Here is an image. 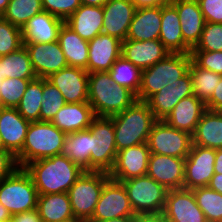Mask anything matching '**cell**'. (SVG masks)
I'll return each instance as SVG.
<instances>
[{"label":"cell","mask_w":222,"mask_h":222,"mask_svg":"<svg viewBox=\"0 0 222 222\" xmlns=\"http://www.w3.org/2000/svg\"><path fill=\"white\" fill-rule=\"evenodd\" d=\"M95 117L89 103H66L57 112L51 123L67 135L88 129Z\"/></svg>","instance_id":"f1b7e54d"},{"label":"cell","mask_w":222,"mask_h":222,"mask_svg":"<svg viewBox=\"0 0 222 222\" xmlns=\"http://www.w3.org/2000/svg\"><path fill=\"white\" fill-rule=\"evenodd\" d=\"M170 52L160 40L122 41L121 56L138 67L141 71L164 59Z\"/></svg>","instance_id":"7402d4cb"},{"label":"cell","mask_w":222,"mask_h":222,"mask_svg":"<svg viewBox=\"0 0 222 222\" xmlns=\"http://www.w3.org/2000/svg\"><path fill=\"white\" fill-rule=\"evenodd\" d=\"M192 51H222V23L206 22L200 40Z\"/></svg>","instance_id":"7bdbcfd3"},{"label":"cell","mask_w":222,"mask_h":222,"mask_svg":"<svg viewBox=\"0 0 222 222\" xmlns=\"http://www.w3.org/2000/svg\"><path fill=\"white\" fill-rule=\"evenodd\" d=\"M114 124L117 152L138 144L147 143L157 121L145 101L136 100L123 112L109 117Z\"/></svg>","instance_id":"3957f363"},{"label":"cell","mask_w":222,"mask_h":222,"mask_svg":"<svg viewBox=\"0 0 222 222\" xmlns=\"http://www.w3.org/2000/svg\"><path fill=\"white\" fill-rule=\"evenodd\" d=\"M37 199V189L23 167L0 180V203L12 216L36 209Z\"/></svg>","instance_id":"8992f818"},{"label":"cell","mask_w":222,"mask_h":222,"mask_svg":"<svg viewBox=\"0 0 222 222\" xmlns=\"http://www.w3.org/2000/svg\"><path fill=\"white\" fill-rule=\"evenodd\" d=\"M193 95L189 71L177 81L166 85L153 94L146 103L157 120H164L172 109L185 97Z\"/></svg>","instance_id":"ac0fdd59"},{"label":"cell","mask_w":222,"mask_h":222,"mask_svg":"<svg viewBox=\"0 0 222 222\" xmlns=\"http://www.w3.org/2000/svg\"><path fill=\"white\" fill-rule=\"evenodd\" d=\"M28 51L37 78H48L51 74L68 67L58 41L51 43H23Z\"/></svg>","instance_id":"9a60e30c"},{"label":"cell","mask_w":222,"mask_h":222,"mask_svg":"<svg viewBox=\"0 0 222 222\" xmlns=\"http://www.w3.org/2000/svg\"><path fill=\"white\" fill-rule=\"evenodd\" d=\"M103 222H134V216L114 218V219L105 220Z\"/></svg>","instance_id":"6f0895ef"},{"label":"cell","mask_w":222,"mask_h":222,"mask_svg":"<svg viewBox=\"0 0 222 222\" xmlns=\"http://www.w3.org/2000/svg\"><path fill=\"white\" fill-rule=\"evenodd\" d=\"M191 62V54L170 53L151 67L142 70L137 100L146 102L166 85L183 77Z\"/></svg>","instance_id":"5b68a950"},{"label":"cell","mask_w":222,"mask_h":222,"mask_svg":"<svg viewBox=\"0 0 222 222\" xmlns=\"http://www.w3.org/2000/svg\"><path fill=\"white\" fill-rule=\"evenodd\" d=\"M30 122L16 108H0V135L5 150L16 157L25 142Z\"/></svg>","instance_id":"44dd1931"},{"label":"cell","mask_w":222,"mask_h":222,"mask_svg":"<svg viewBox=\"0 0 222 222\" xmlns=\"http://www.w3.org/2000/svg\"><path fill=\"white\" fill-rule=\"evenodd\" d=\"M12 218L16 222H42V219L37 209L15 214L12 216Z\"/></svg>","instance_id":"681fc988"},{"label":"cell","mask_w":222,"mask_h":222,"mask_svg":"<svg viewBox=\"0 0 222 222\" xmlns=\"http://www.w3.org/2000/svg\"><path fill=\"white\" fill-rule=\"evenodd\" d=\"M188 71L192 80L193 95L206 103L215 91L222 75L199 67L193 60Z\"/></svg>","instance_id":"d590c367"},{"label":"cell","mask_w":222,"mask_h":222,"mask_svg":"<svg viewBox=\"0 0 222 222\" xmlns=\"http://www.w3.org/2000/svg\"><path fill=\"white\" fill-rule=\"evenodd\" d=\"M136 8L162 6L171 2V0H130Z\"/></svg>","instance_id":"816d5d0a"},{"label":"cell","mask_w":222,"mask_h":222,"mask_svg":"<svg viewBox=\"0 0 222 222\" xmlns=\"http://www.w3.org/2000/svg\"><path fill=\"white\" fill-rule=\"evenodd\" d=\"M41 11L42 0H10L1 17L22 29L28 20Z\"/></svg>","instance_id":"8d00e7d4"},{"label":"cell","mask_w":222,"mask_h":222,"mask_svg":"<svg viewBox=\"0 0 222 222\" xmlns=\"http://www.w3.org/2000/svg\"><path fill=\"white\" fill-rule=\"evenodd\" d=\"M205 22L222 23V0H198Z\"/></svg>","instance_id":"bcb514c9"},{"label":"cell","mask_w":222,"mask_h":222,"mask_svg":"<svg viewBox=\"0 0 222 222\" xmlns=\"http://www.w3.org/2000/svg\"><path fill=\"white\" fill-rule=\"evenodd\" d=\"M162 6L137 8L126 39L134 41L159 40Z\"/></svg>","instance_id":"d4e9b609"},{"label":"cell","mask_w":222,"mask_h":222,"mask_svg":"<svg viewBox=\"0 0 222 222\" xmlns=\"http://www.w3.org/2000/svg\"><path fill=\"white\" fill-rule=\"evenodd\" d=\"M89 56L85 69L88 73L109 71L121 57L122 41L108 34L100 33L88 41Z\"/></svg>","instance_id":"d6986e66"},{"label":"cell","mask_w":222,"mask_h":222,"mask_svg":"<svg viewBox=\"0 0 222 222\" xmlns=\"http://www.w3.org/2000/svg\"><path fill=\"white\" fill-rule=\"evenodd\" d=\"M92 133L90 129L67 134L64 138L61 155L71 159L83 170L90 171Z\"/></svg>","instance_id":"d6a6232c"},{"label":"cell","mask_w":222,"mask_h":222,"mask_svg":"<svg viewBox=\"0 0 222 222\" xmlns=\"http://www.w3.org/2000/svg\"><path fill=\"white\" fill-rule=\"evenodd\" d=\"M136 100L132 91L113 82L108 71L89 73L88 103L96 117H110L123 112Z\"/></svg>","instance_id":"7a4b0ae2"},{"label":"cell","mask_w":222,"mask_h":222,"mask_svg":"<svg viewBox=\"0 0 222 222\" xmlns=\"http://www.w3.org/2000/svg\"><path fill=\"white\" fill-rule=\"evenodd\" d=\"M214 172L222 174V148L216 149Z\"/></svg>","instance_id":"db71d44e"},{"label":"cell","mask_w":222,"mask_h":222,"mask_svg":"<svg viewBox=\"0 0 222 222\" xmlns=\"http://www.w3.org/2000/svg\"><path fill=\"white\" fill-rule=\"evenodd\" d=\"M208 187L213 189L214 191H217L218 193L222 194V174L215 173L209 184Z\"/></svg>","instance_id":"f5cc1de1"},{"label":"cell","mask_w":222,"mask_h":222,"mask_svg":"<svg viewBox=\"0 0 222 222\" xmlns=\"http://www.w3.org/2000/svg\"><path fill=\"white\" fill-rule=\"evenodd\" d=\"M42 222L76 220L68 193L38 195L37 208Z\"/></svg>","instance_id":"4dcf8cb0"},{"label":"cell","mask_w":222,"mask_h":222,"mask_svg":"<svg viewBox=\"0 0 222 222\" xmlns=\"http://www.w3.org/2000/svg\"><path fill=\"white\" fill-rule=\"evenodd\" d=\"M65 21L46 11L34 15L21 29L23 43H51L58 41Z\"/></svg>","instance_id":"603a6c76"},{"label":"cell","mask_w":222,"mask_h":222,"mask_svg":"<svg viewBox=\"0 0 222 222\" xmlns=\"http://www.w3.org/2000/svg\"><path fill=\"white\" fill-rule=\"evenodd\" d=\"M65 137L51 122H30L22 151L15 157L18 167L60 154Z\"/></svg>","instance_id":"277c9868"},{"label":"cell","mask_w":222,"mask_h":222,"mask_svg":"<svg viewBox=\"0 0 222 222\" xmlns=\"http://www.w3.org/2000/svg\"><path fill=\"white\" fill-rule=\"evenodd\" d=\"M192 145L205 148H222V115L206 110L192 134Z\"/></svg>","instance_id":"f546056e"},{"label":"cell","mask_w":222,"mask_h":222,"mask_svg":"<svg viewBox=\"0 0 222 222\" xmlns=\"http://www.w3.org/2000/svg\"><path fill=\"white\" fill-rule=\"evenodd\" d=\"M80 0H42L43 10L64 21L80 6Z\"/></svg>","instance_id":"ee69618b"},{"label":"cell","mask_w":222,"mask_h":222,"mask_svg":"<svg viewBox=\"0 0 222 222\" xmlns=\"http://www.w3.org/2000/svg\"><path fill=\"white\" fill-rule=\"evenodd\" d=\"M170 3L178 12L183 41L193 49L199 42L206 23L198 0H171Z\"/></svg>","instance_id":"cb8c5ba5"},{"label":"cell","mask_w":222,"mask_h":222,"mask_svg":"<svg viewBox=\"0 0 222 222\" xmlns=\"http://www.w3.org/2000/svg\"><path fill=\"white\" fill-rule=\"evenodd\" d=\"M24 169L31 176L38 195L68 193L85 171L61 154L28 163Z\"/></svg>","instance_id":"6da1fadb"},{"label":"cell","mask_w":222,"mask_h":222,"mask_svg":"<svg viewBox=\"0 0 222 222\" xmlns=\"http://www.w3.org/2000/svg\"><path fill=\"white\" fill-rule=\"evenodd\" d=\"M150 150L147 143L138 144L117 152L109 177L116 181L147 175Z\"/></svg>","instance_id":"4fadbf2b"},{"label":"cell","mask_w":222,"mask_h":222,"mask_svg":"<svg viewBox=\"0 0 222 222\" xmlns=\"http://www.w3.org/2000/svg\"><path fill=\"white\" fill-rule=\"evenodd\" d=\"M135 214L162 213L168 190L148 175L119 181Z\"/></svg>","instance_id":"ba28073f"},{"label":"cell","mask_w":222,"mask_h":222,"mask_svg":"<svg viewBox=\"0 0 222 222\" xmlns=\"http://www.w3.org/2000/svg\"><path fill=\"white\" fill-rule=\"evenodd\" d=\"M162 213L168 222H206L193 191L189 189L168 190Z\"/></svg>","instance_id":"5bb4252c"},{"label":"cell","mask_w":222,"mask_h":222,"mask_svg":"<svg viewBox=\"0 0 222 222\" xmlns=\"http://www.w3.org/2000/svg\"><path fill=\"white\" fill-rule=\"evenodd\" d=\"M82 5L104 6L109 0H80Z\"/></svg>","instance_id":"11a10c76"},{"label":"cell","mask_w":222,"mask_h":222,"mask_svg":"<svg viewBox=\"0 0 222 222\" xmlns=\"http://www.w3.org/2000/svg\"><path fill=\"white\" fill-rule=\"evenodd\" d=\"M6 78H37L33 70L28 51L24 45L17 51L0 57V80H4Z\"/></svg>","instance_id":"836d02e7"},{"label":"cell","mask_w":222,"mask_h":222,"mask_svg":"<svg viewBox=\"0 0 222 222\" xmlns=\"http://www.w3.org/2000/svg\"><path fill=\"white\" fill-rule=\"evenodd\" d=\"M88 75L85 69L68 66L47 80L62 93L66 103H88Z\"/></svg>","instance_id":"2e32d148"},{"label":"cell","mask_w":222,"mask_h":222,"mask_svg":"<svg viewBox=\"0 0 222 222\" xmlns=\"http://www.w3.org/2000/svg\"><path fill=\"white\" fill-rule=\"evenodd\" d=\"M135 216L123 184L109 179L102 189L92 218L88 222Z\"/></svg>","instance_id":"8fae6325"},{"label":"cell","mask_w":222,"mask_h":222,"mask_svg":"<svg viewBox=\"0 0 222 222\" xmlns=\"http://www.w3.org/2000/svg\"><path fill=\"white\" fill-rule=\"evenodd\" d=\"M205 105L206 108L211 111H216L220 106H222V76L215 91Z\"/></svg>","instance_id":"c3c4849f"},{"label":"cell","mask_w":222,"mask_h":222,"mask_svg":"<svg viewBox=\"0 0 222 222\" xmlns=\"http://www.w3.org/2000/svg\"><path fill=\"white\" fill-rule=\"evenodd\" d=\"M0 150H5V148L3 146L1 135H0Z\"/></svg>","instance_id":"91938a15"},{"label":"cell","mask_w":222,"mask_h":222,"mask_svg":"<svg viewBox=\"0 0 222 222\" xmlns=\"http://www.w3.org/2000/svg\"><path fill=\"white\" fill-rule=\"evenodd\" d=\"M18 167L15 157L7 150H0V180Z\"/></svg>","instance_id":"7dc6e473"},{"label":"cell","mask_w":222,"mask_h":222,"mask_svg":"<svg viewBox=\"0 0 222 222\" xmlns=\"http://www.w3.org/2000/svg\"><path fill=\"white\" fill-rule=\"evenodd\" d=\"M151 153L186 158L192 147V135L178 130L164 120H157L147 141Z\"/></svg>","instance_id":"30bf717a"},{"label":"cell","mask_w":222,"mask_h":222,"mask_svg":"<svg viewBox=\"0 0 222 222\" xmlns=\"http://www.w3.org/2000/svg\"><path fill=\"white\" fill-rule=\"evenodd\" d=\"M206 110L203 101L194 95H190L181 99L164 121L173 128L186 131L192 135Z\"/></svg>","instance_id":"484cf974"},{"label":"cell","mask_w":222,"mask_h":222,"mask_svg":"<svg viewBox=\"0 0 222 222\" xmlns=\"http://www.w3.org/2000/svg\"><path fill=\"white\" fill-rule=\"evenodd\" d=\"M22 46L21 29L0 16V57L17 51Z\"/></svg>","instance_id":"b9f144b4"},{"label":"cell","mask_w":222,"mask_h":222,"mask_svg":"<svg viewBox=\"0 0 222 222\" xmlns=\"http://www.w3.org/2000/svg\"><path fill=\"white\" fill-rule=\"evenodd\" d=\"M159 40L170 53L191 54L192 49L183 41L178 12L171 3L162 5Z\"/></svg>","instance_id":"4316f807"},{"label":"cell","mask_w":222,"mask_h":222,"mask_svg":"<svg viewBox=\"0 0 222 222\" xmlns=\"http://www.w3.org/2000/svg\"><path fill=\"white\" fill-rule=\"evenodd\" d=\"M89 129L92 133L90 171L109 173L117 155L113 121L109 117H95Z\"/></svg>","instance_id":"9c48e42d"},{"label":"cell","mask_w":222,"mask_h":222,"mask_svg":"<svg viewBox=\"0 0 222 222\" xmlns=\"http://www.w3.org/2000/svg\"><path fill=\"white\" fill-rule=\"evenodd\" d=\"M191 57L199 67L222 75V51H191Z\"/></svg>","instance_id":"f6af8a7d"},{"label":"cell","mask_w":222,"mask_h":222,"mask_svg":"<svg viewBox=\"0 0 222 222\" xmlns=\"http://www.w3.org/2000/svg\"><path fill=\"white\" fill-rule=\"evenodd\" d=\"M12 217L10 212L0 203V222H4Z\"/></svg>","instance_id":"9f6ffc18"},{"label":"cell","mask_w":222,"mask_h":222,"mask_svg":"<svg viewBox=\"0 0 222 222\" xmlns=\"http://www.w3.org/2000/svg\"><path fill=\"white\" fill-rule=\"evenodd\" d=\"M110 179L103 171H84L68 191L75 219L88 222L95 211L104 184Z\"/></svg>","instance_id":"52a82bcc"},{"label":"cell","mask_w":222,"mask_h":222,"mask_svg":"<svg viewBox=\"0 0 222 222\" xmlns=\"http://www.w3.org/2000/svg\"><path fill=\"white\" fill-rule=\"evenodd\" d=\"M10 0H0V16L5 12Z\"/></svg>","instance_id":"680465c9"},{"label":"cell","mask_w":222,"mask_h":222,"mask_svg":"<svg viewBox=\"0 0 222 222\" xmlns=\"http://www.w3.org/2000/svg\"><path fill=\"white\" fill-rule=\"evenodd\" d=\"M108 72L115 84L124 86L136 96L138 95L142 73L138 67L121 56L115 61Z\"/></svg>","instance_id":"74e56055"},{"label":"cell","mask_w":222,"mask_h":222,"mask_svg":"<svg viewBox=\"0 0 222 222\" xmlns=\"http://www.w3.org/2000/svg\"><path fill=\"white\" fill-rule=\"evenodd\" d=\"M216 111L222 115V106H220Z\"/></svg>","instance_id":"94428289"},{"label":"cell","mask_w":222,"mask_h":222,"mask_svg":"<svg viewBox=\"0 0 222 222\" xmlns=\"http://www.w3.org/2000/svg\"><path fill=\"white\" fill-rule=\"evenodd\" d=\"M134 222H168L163 213L135 214Z\"/></svg>","instance_id":"f907efd6"},{"label":"cell","mask_w":222,"mask_h":222,"mask_svg":"<svg viewBox=\"0 0 222 222\" xmlns=\"http://www.w3.org/2000/svg\"><path fill=\"white\" fill-rule=\"evenodd\" d=\"M43 100V78L31 80L22 99L17 105V111L29 122L40 121V110Z\"/></svg>","instance_id":"e575fe53"},{"label":"cell","mask_w":222,"mask_h":222,"mask_svg":"<svg viewBox=\"0 0 222 222\" xmlns=\"http://www.w3.org/2000/svg\"><path fill=\"white\" fill-rule=\"evenodd\" d=\"M184 169L185 158L151 153L147 175L167 190L182 189Z\"/></svg>","instance_id":"e0dca14e"},{"label":"cell","mask_w":222,"mask_h":222,"mask_svg":"<svg viewBox=\"0 0 222 222\" xmlns=\"http://www.w3.org/2000/svg\"><path fill=\"white\" fill-rule=\"evenodd\" d=\"M136 9L130 0H109L103 6L102 33L125 41Z\"/></svg>","instance_id":"ffe728a7"},{"label":"cell","mask_w":222,"mask_h":222,"mask_svg":"<svg viewBox=\"0 0 222 222\" xmlns=\"http://www.w3.org/2000/svg\"><path fill=\"white\" fill-rule=\"evenodd\" d=\"M103 17L102 6L81 5L65 20V24L82 39L90 41L102 33Z\"/></svg>","instance_id":"83f0119b"},{"label":"cell","mask_w":222,"mask_h":222,"mask_svg":"<svg viewBox=\"0 0 222 222\" xmlns=\"http://www.w3.org/2000/svg\"><path fill=\"white\" fill-rule=\"evenodd\" d=\"M31 80L34 79L6 78L0 80L1 107L16 108Z\"/></svg>","instance_id":"ab89813d"},{"label":"cell","mask_w":222,"mask_h":222,"mask_svg":"<svg viewBox=\"0 0 222 222\" xmlns=\"http://www.w3.org/2000/svg\"><path fill=\"white\" fill-rule=\"evenodd\" d=\"M4 222H16L12 217L8 220H5Z\"/></svg>","instance_id":"6125c7cd"},{"label":"cell","mask_w":222,"mask_h":222,"mask_svg":"<svg viewBox=\"0 0 222 222\" xmlns=\"http://www.w3.org/2000/svg\"><path fill=\"white\" fill-rule=\"evenodd\" d=\"M65 222H79V221H77V220H72V221H65Z\"/></svg>","instance_id":"be15d7a7"},{"label":"cell","mask_w":222,"mask_h":222,"mask_svg":"<svg viewBox=\"0 0 222 222\" xmlns=\"http://www.w3.org/2000/svg\"><path fill=\"white\" fill-rule=\"evenodd\" d=\"M216 149L192 145L185 158L184 189L208 186L214 172Z\"/></svg>","instance_id":"7c38bea8"},{"label":"cell","mask_w":222,"mask_h":222,"mask_svg":"<svg viewBox=\"0 0 222 222\" xmlns=\"http://www.w3.org/2000/svg\"><path fill=\"white\" fill-rule=\"evenodd\" d=\"M197 205L203 211L207 221L222 222V194L206 187L192 190Z\"/></svg>","instance_id":"f35d334b"},{"label":"cell","mask_w":222,"mask_h":222,"mask_svg":"<svg viewBox=\"0 0 222 222\" xmlns=\"http://www.w3.org/2000/svg\"><path fill=\"white\" fill-rule=\"evenodd\" d=\"M66 104L62 93L43 78V100L40 110V121L51 122L57 112Z\"/></svg>","instance_id":"60d3db41"},{"label":"cell","mask_w":222,"mask_h":222,"mask_svg":"<svg viewBox=\"0 0 222 222\" xmlns=\"http://www.w3.org/2000/svg\"><path fill=\"white\" fill-rule=\"evenodd\" d=\"M58 42L69 67L86 69L88 65L89 44L65 23L62 25Z\"/></svg>","instance_id":"1f68e13d"}]
</instances>
